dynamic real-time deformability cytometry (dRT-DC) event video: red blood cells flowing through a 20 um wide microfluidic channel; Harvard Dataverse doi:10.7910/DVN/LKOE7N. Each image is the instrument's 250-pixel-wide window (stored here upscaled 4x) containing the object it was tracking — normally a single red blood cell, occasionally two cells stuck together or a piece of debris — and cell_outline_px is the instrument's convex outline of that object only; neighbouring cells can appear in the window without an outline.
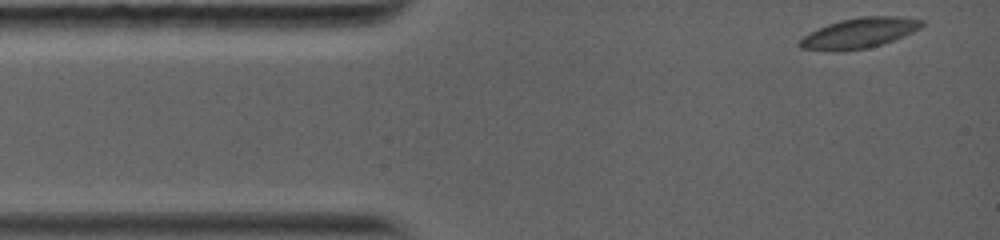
{"species": "common noctule bat (a hibernating species)", "species_latin": "Nyctalus noctula", "temperature_condition": "warm", "stored_images_in_passage": 57, "camera_frame_rate_fps": 5000, "um_per_image_px": 0.085, "animal": {"sex": "female", "body_mass_g": 19.0, "forearm_length_mm": 56.7}, "frame": {"image": 1, "passage_image": 1, "time_ms": 0.0, "image_size_px": [1000, 240], "cell_outline_px": [[924, 24], [920, 28], [904, 36], [868, 48], [844, 52], [832, 52], [800, 48], [796, 44], [804, 36], [828, 24], [840, 20], [860, 16], [896, 16], [924, 20]], "centroid_in_image_um": [73.02, 2.82], "position_along_channel_um": 12.0, "area_um2": 21.62}}
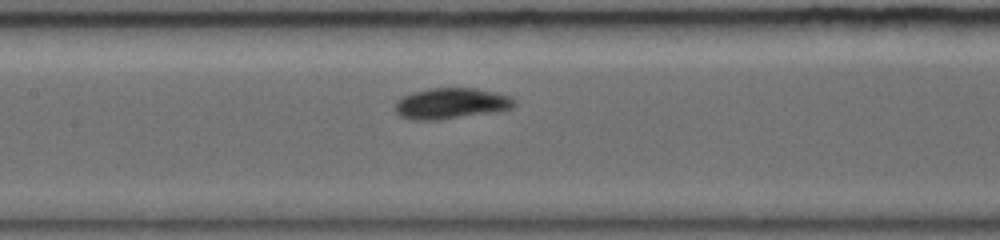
{"frame": {"image": 2, "passage_image": 25, "time_ms": 5.4, "image_size_px": [1000, 240], "cell_outline_px": [[516, 104], [512, 108], [500, 112], [440, 120], [408, 120], [400, 116], [392, 108], [396, 100], [412, 92], [428, 88], [476, 88], [508, 96], [516, 100]], "centroid_in_image_um": [38.31, 8.81], "position_along_channel_um": 169.1, "area_um2": 21.96}}
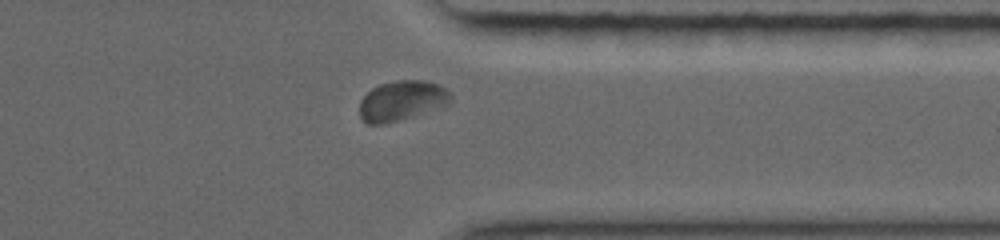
{"frame": {"image": 3, "passage_image": 49, "time_ms": 10.6, "image_size_px": [1000, 240], "cell_outline_px": [[452, 104], [440, 108], [396, 120], [380, 124], [368, 124], [360, 116], [360, 100], [372, 88], [380, 84], [396, 80], [424, 80], [436, 84], [444, 88], [452, 96]], "centroid_in_image_um": [34.18, 8.54], "position_along_channel_um": 377.2, "area_um2": 21.04}, "authors_computed_cell_mechanics": {"area_um2": 21.0392, "velocity_mm_per_s": 4.0128, "shape_relaxation_time_tau1_ms": 2.629, "shape_relaxation_time_tau2_ms": null, "deformation_change_tau1": 0.1329, "deformation_change_tau2": null}}